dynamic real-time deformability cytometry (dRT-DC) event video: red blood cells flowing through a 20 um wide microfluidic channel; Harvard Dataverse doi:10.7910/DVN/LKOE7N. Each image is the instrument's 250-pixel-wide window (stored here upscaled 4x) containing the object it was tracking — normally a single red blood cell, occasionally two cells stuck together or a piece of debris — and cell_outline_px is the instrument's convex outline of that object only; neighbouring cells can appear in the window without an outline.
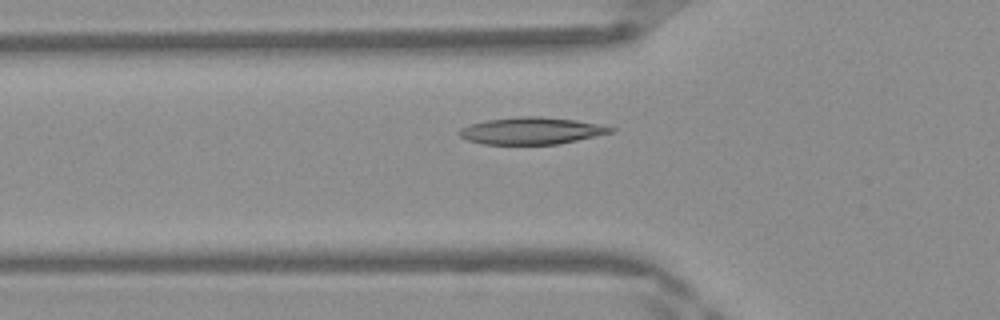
{"species": "Egyptian fruit bat (a non-hibernating species)", "species_latin": "Rousettus aegyptiacus", "temperature_condition": "warm", "stored_images_in_passage": 13, "camera_frame_rate_fps": 3000, "um_per_image_px": 0.085, "frame": {"image": 1, "passage_image": 3, "time_ms": 0.667, "image_size_px": [1000, 320], "cell_outline_px": [[584, 136], [568, 140], [544, 144], [500, 144], [508, 120], [560, 120], [580, 124]], "centroid_in_image_um": [45.9, 11.21], "position_along_channel_um": 79.9, "area_um2": 12.25}}
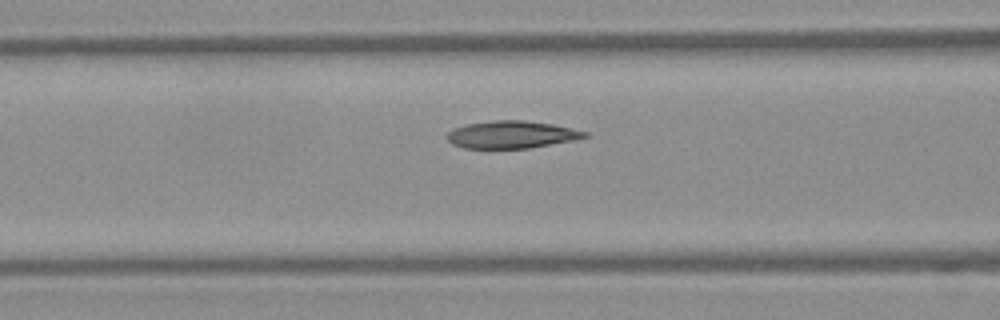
{"frame": {"image": 2, "passage_image": 6, "time_ms": 1.667, "image_size_px": [1000, 320], "cell_outline_px": [[576, 136], [540, 144], [516, 148], [480, 148], [488, 124], [536, 124], [560, 128]], "centroid_in_image_um": [44.29, 11.52], "position_along_channel_um": 122.3, "area_um2": 12.25}}
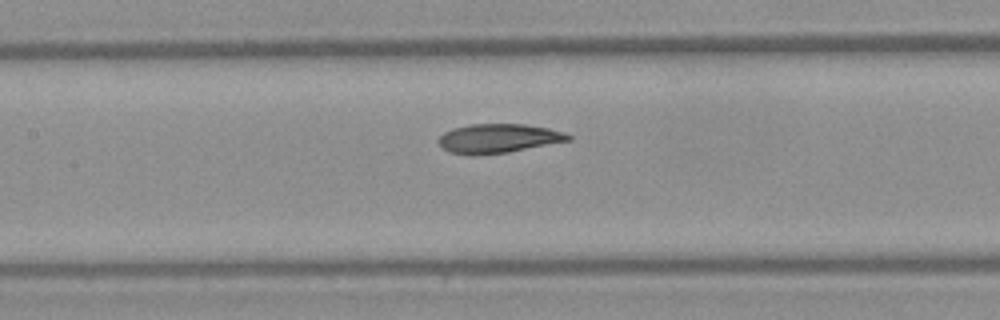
{"frame": {"image": 3, "passage_image": 9, "time_ms": 2.667, "image_size_px": [1000, 320], "cell_outline_px": [[564, 136], [552, 140], [516, 148], [492, 152], [468, 152], [484, 128], [536, 128]], "centroid_in_image_um": [43.35, 11.8], "position_along_channel_um": 164.0, "area_um2": 10.81}}